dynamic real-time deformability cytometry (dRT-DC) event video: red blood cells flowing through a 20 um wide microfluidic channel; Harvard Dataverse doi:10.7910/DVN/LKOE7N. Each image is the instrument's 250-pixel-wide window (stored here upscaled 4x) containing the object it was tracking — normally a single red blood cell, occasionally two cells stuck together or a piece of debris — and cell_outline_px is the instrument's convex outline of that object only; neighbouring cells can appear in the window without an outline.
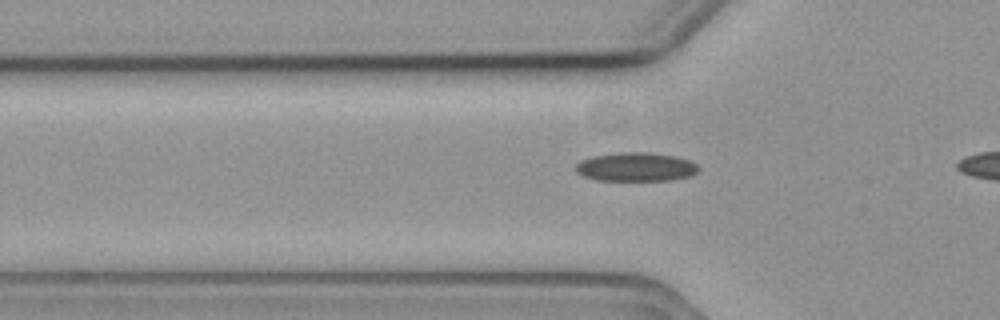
{"species": "common noctule bat (a hibernating species)", "species_latin": "Nyctalus noctula", "temperature_condition": "cold", "stored_images_in_passage": 4, "camera_frame_rate_fps": 3000, "um_per_image_px": 0.085, "animal": {"sex": "female", "body_mass_g": 19.3, "forearm_length_mm": 54.1}, "frame": {"image": 1, "passage_image": 2, "time_ms": 0.333, "image_size_px": [1000, 320], "cell_outline_px": [[700, 168], [696, 172], [688, 176], [668, 180], [596, 180], [584, 176], [576, 172], [576, 164], [580, 160], [592, 156], [620, 152], [648, 152], [676, 156], [688, 160], [696, 164]], "centroid_in_image_um": [54.02, 14.18], "position_along_channel_um": 71.8, "area_um2": 20.52}}